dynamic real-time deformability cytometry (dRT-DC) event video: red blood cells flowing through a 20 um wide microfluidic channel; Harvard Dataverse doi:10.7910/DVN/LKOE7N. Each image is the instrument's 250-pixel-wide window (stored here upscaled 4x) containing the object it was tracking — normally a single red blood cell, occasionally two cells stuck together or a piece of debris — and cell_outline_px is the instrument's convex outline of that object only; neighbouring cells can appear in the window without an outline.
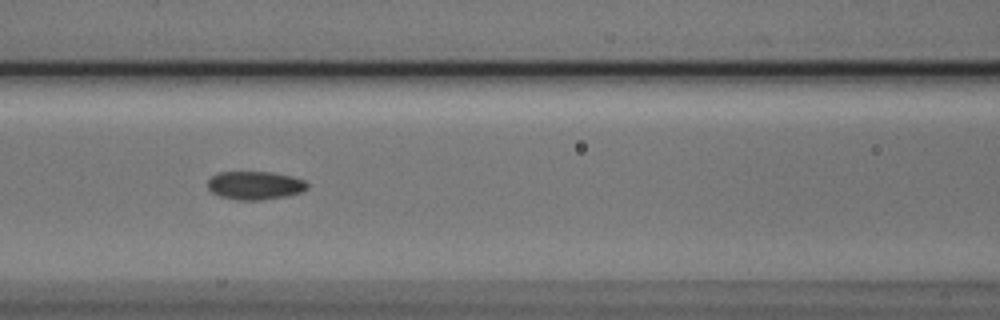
{"species": "Egyptian fruit bat (a non-hibernating species)", "species_latin": "Rousettus aegyptiacus", "temperature_condition": "cold", "stored_images_in_passage": 9, "camera_frame_rate_fps": 3000, "um_per_image_px": 0.085, "animal": {"sex": "male"}, "frame": {"image": 1, "passage_image": 4, "time_ms": 1.0, "image_size_px": [1000, 320], "cell_outline_px": [[308, 188], [300, 192], [284, 196], [260, 200], [236, 200], [220, 196], [212, 192], [208, 188], [208, 180], [212, 176], [220, 172], [272, 172], [292, 176], [304, 180], [308, 184]], "centroid_in_image_um": [21.67, 15.75], "position_along_channel_um": 144.9, "area_um2": 16.36}}
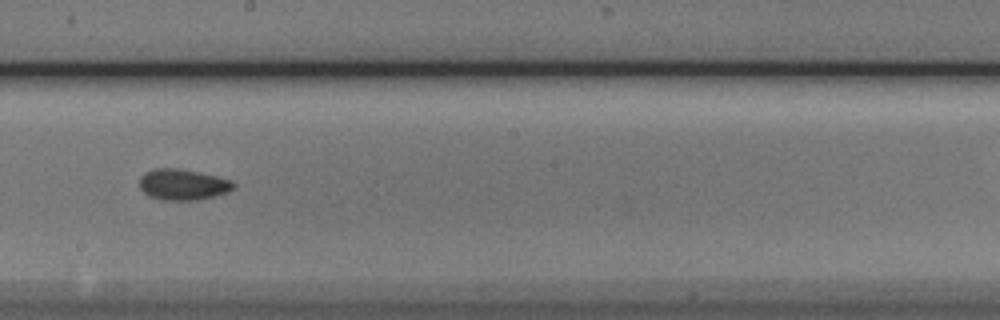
{"frame": {"image": 2, "passage_image": 6, "time_ms": 1.667, "image_size_px": [1000, 320], "cell_outline_px": [[236, 188], [228, 192], [216, 196], [196, 200], [160, 200], [148, 196], [140, 188], [140, 176], [144, 172], [156, 168], [176, 168], [216, 176], [232, 180], [236, 184]], "centroid_in_image_um": [15.55, 15.7], "position_along_channel_um": 232.6, "area_um2": 17.11}}
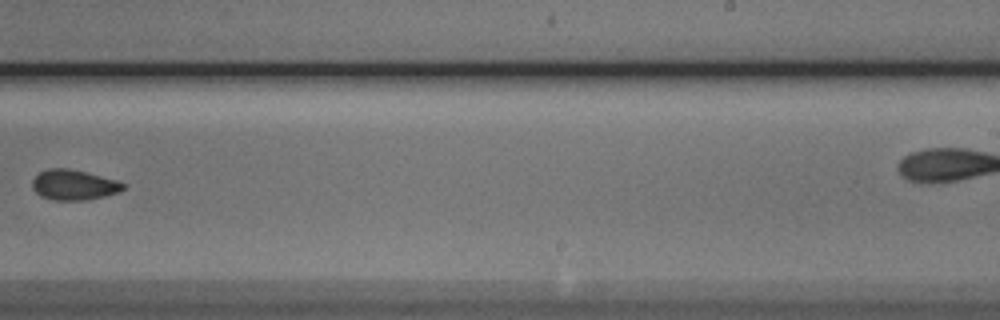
{"frame": {"image": 3, "passage_image": 7, "time_ms": 2.0, "image_size_px": [1000, 320], "cell_outline_px": [[124, 188], [120, 192], [88, 200], [52, 200], [40, 196], [32, 188], [32, 180], [40, 172], [48, 168], [68, 168], [116, 180], [124, 184]], "centroid_in_image_um": [6.25, 15.72], "position_along_channel_um": 282.8, "area_um2": 15.95}}